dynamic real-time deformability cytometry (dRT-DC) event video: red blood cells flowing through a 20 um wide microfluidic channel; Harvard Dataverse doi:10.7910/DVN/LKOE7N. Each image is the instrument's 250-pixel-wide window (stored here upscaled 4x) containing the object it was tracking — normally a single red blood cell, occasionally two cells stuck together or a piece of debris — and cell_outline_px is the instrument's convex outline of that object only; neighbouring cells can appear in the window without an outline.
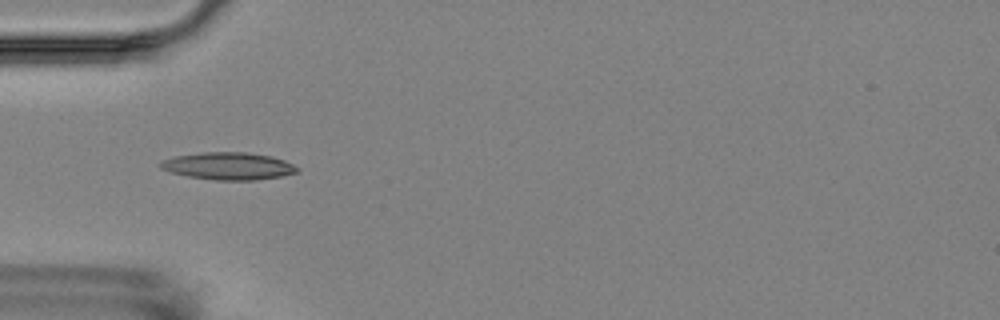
{"species": "Egyptian fruit bat (a non-hibernating species)", "species_latin": "Rousettus aegyptiacus", "temperature_condition": "room temperature", "stored_images_in_passage": 15, "camera_frame_rate_fps": 3000, "um_per_image_px": 0.085, "animal": {"sex": "female"}, "frame": {"image": 1, "passage_image": 5, "time_ms": 4.667, "image_size_px": [1000, 320], "cell_outline_px": [[300, 168], [296, 172], [280, 176], [256, 180], [216, 180], [188, 176], [168, 172], [160, 168], [160, 160], [176, 156], [204, 152], [244, 152], [272, 156], [284, 160]], "centroid_in_image_um": [19.39, 14.11], "position_along_channel_um": 65.6, "area_um2": 21.73}}
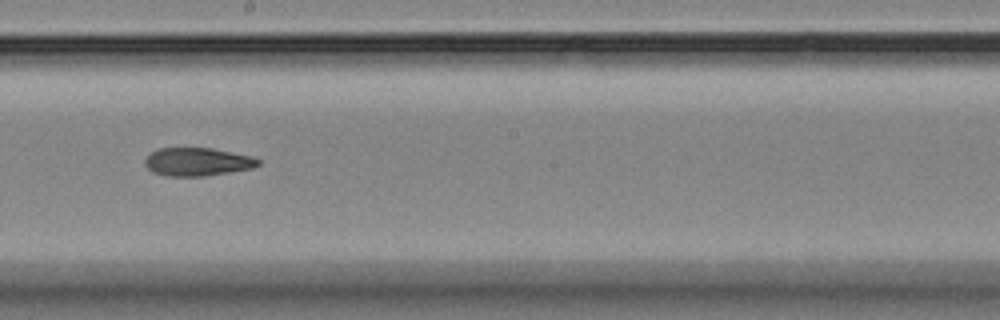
{"frame": {"image": 2, "passage_image": 9, "time_ms": 9.333, "image_size_px": [1000, 320], "cell_outline_px": [[260, 164], [252, 168], [204, 176], [168, 176], [152, 172], [144, 164], [144, 160], [152, 152], [160, 148], [212, 148], [252, 156], [260, 160]], "centroid_in_image_um": [16.78, 13.75], "position_along_channel_um": 231.4, "area_um2": 18.5}}
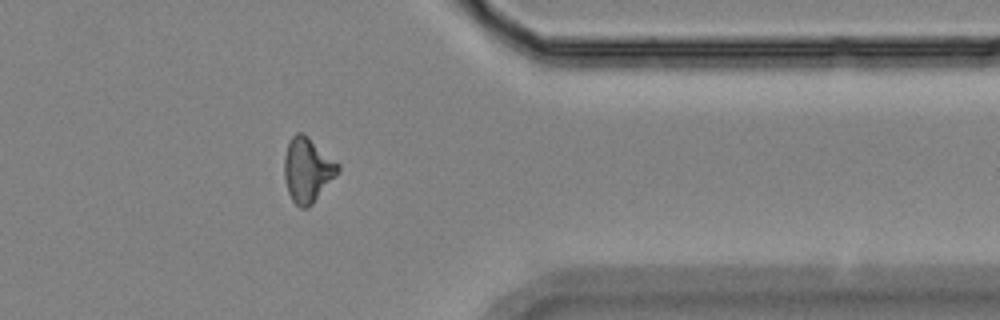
{"frame": {"image": 3, "passage_image": 13, "time_ms": 14.0, "image_size_px": [1000, 320], "cell_outline_px": [[340, 172], [312, 204], [308, 208], [300, 208], [292, 200], [288, 192], [284, 176], [284, 156], [288, 144], [292, 136], [296, 132], [304, 132], [340, 164]], "centroid_in_image_um": [26.15, 14.43], "position_along_channel_um": 385.2, "area_um2": 20.4}, "authors_computed_cell_mechanics": {"area_um2": 19.4208, "velocity_mm_per_s": 3.5488, "shape_relaxation_time_tau1_ms": null, "shape_relaxation_time_tau2_ms": 9.6784, "deformation_change_tau1": null, "deformation_change_tau2": 0.187}}